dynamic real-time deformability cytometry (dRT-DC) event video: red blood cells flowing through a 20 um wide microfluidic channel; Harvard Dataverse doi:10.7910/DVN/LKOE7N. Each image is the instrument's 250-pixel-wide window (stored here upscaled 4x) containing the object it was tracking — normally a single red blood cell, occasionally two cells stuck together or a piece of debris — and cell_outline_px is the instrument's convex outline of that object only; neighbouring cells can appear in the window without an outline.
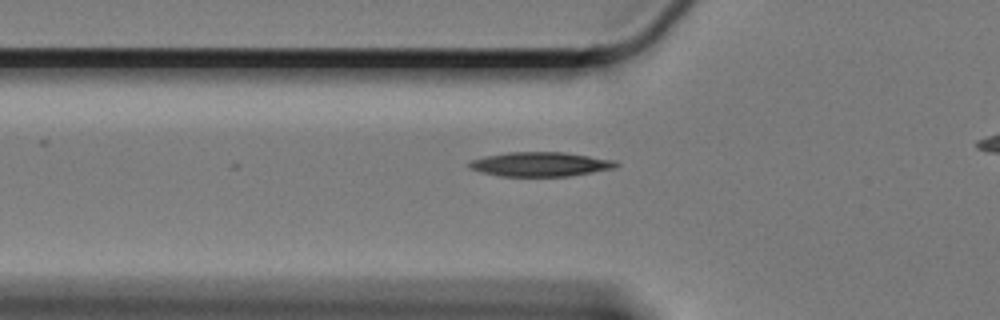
{"species": "Egyptian fruit bat (a non-hibernating species)", "species_latin": "Rousettus aegyptiacus", "temperature_condition": "cold", "stored_images_in_passage": 17, "camera_frame_rate_fps": 3000, "um_per_image_px": 0.085, "animal": {"sex": "female"}, "frame": {"image": 1, "passage_image": 10, "time_ms": 3.0, "image_size_px": [1000, 320], "cell_outline_px": [[620, 164], [612, 168], [568, 176], [500, 176], [468, 168], [468, 164], [472, 160], [484, 156], [508, 152], [564, 152], [612, 160]], "centroid_in_image_um": [45.87, 13.95], "position_along_channel_um": 79.9, "area_um2": 20.46}}
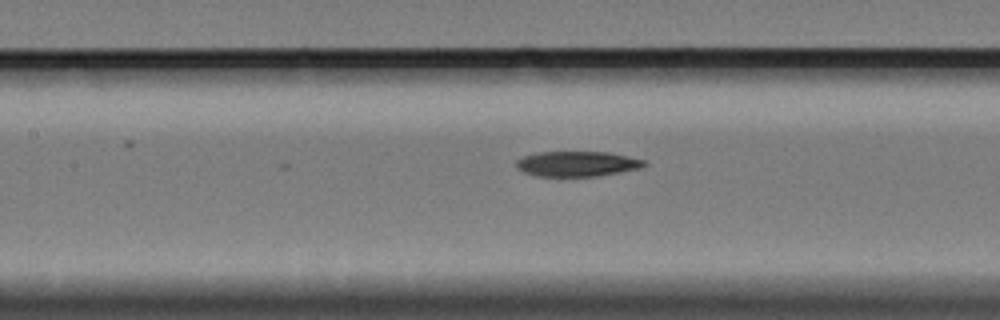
{"frame": {"image": 2, "passage_image": 17, "time_ms": 5.333, "image_size_px": [1000, 320], "cell_outline_px": [[648, 164], [644, 168], [596, 176], [536, 176], [524, 172], [516, 168], [516, 160], [524, 156], [536, 152], [608, 152], [644, 160]], "centroid_in_image_um": [49.06, 13.93], "position_along_channel_um": 158.3, "area_um2": 18.84}}